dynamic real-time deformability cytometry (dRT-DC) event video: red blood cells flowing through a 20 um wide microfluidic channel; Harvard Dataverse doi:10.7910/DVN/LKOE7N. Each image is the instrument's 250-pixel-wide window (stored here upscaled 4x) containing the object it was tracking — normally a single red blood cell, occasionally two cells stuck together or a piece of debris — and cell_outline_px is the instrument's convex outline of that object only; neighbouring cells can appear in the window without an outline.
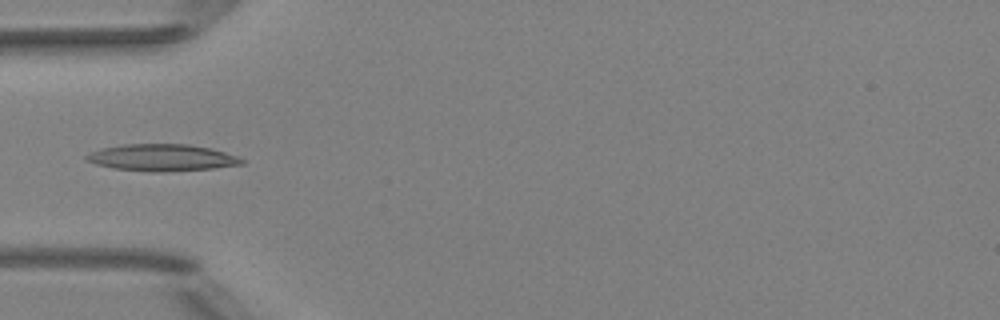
{"species": "Egyptian fruit bat (a non-hibernating species)", "species_latin": "Rousettus aegyptiacus", "temperature_condition": "room temperature", "stored_images_in_passage": 35, "camera_frame_rate_fps": 3000, "um_per_image_px": 0.085, "animal": {"sex": "female"}, "frame": {"image": 1, "passage_image": 1, "time_ms": 0.0, "image_size_px": [1000, 320], "cell_outline_px": [[244, 164], [212, 168], [160, 172], [152, 172], [112, 168], [96, 164], [84, 160], [84, 156], [100, 148], [124, 144], [188, 144], [212, 148], [240, 156], [244, 160]], "centroid_in_image_um": [13.77, 13.39], "position_along_channel_um": 71.2, "area_um2": 24.45}}
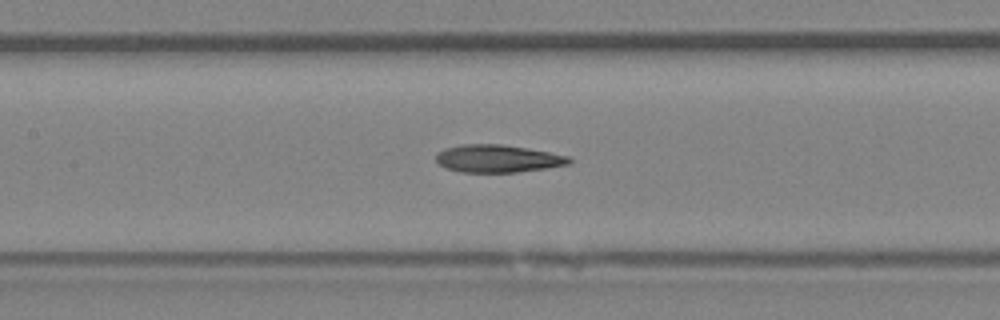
{"frame": {"image": 2, "passage_image": 8, "time_ms": 2.333, "image_size_px": [1000, 320], "cell_outline_px": [[572, 160], [568, 164], [544, 168], [516, 172], [460, 172], [448, 168], [440, 164], [436, 160], [436, 156], [444, 148], [460, 144], [500, 144], [528, 148], [568, 156]], "centroid_in_image_um": [42.29, 13.47], "position_along_channel_um": 165.1, "area_um2": 21.15}}
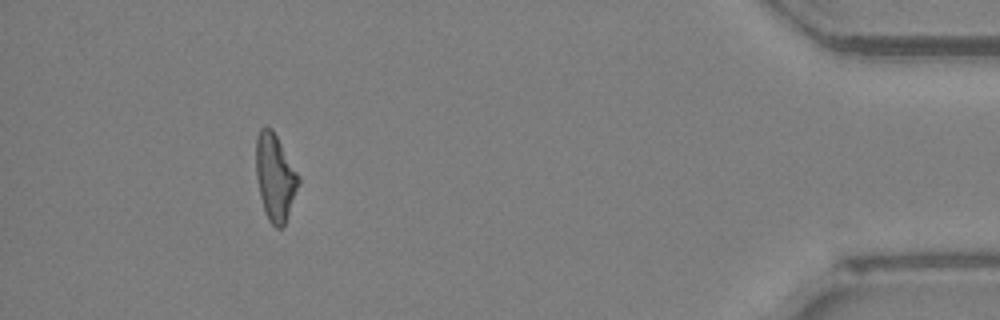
{"frame": {"image": 3, "passage_image": 31, "time_ms": 10.0, "image_size_px": [1000, 320], "cell_outline_px": [[300, 184], [284, 224], [280, 228], [276, 228], [268, 220], [264, 212], [260, 196], [256, 176], [256, 136], [260, 128], [272, 128], [300, 176]], "centroid_in_image_um": [23.38, 15.06], "position_along_channel_um": 411.8, "area_um2": 21.5}}